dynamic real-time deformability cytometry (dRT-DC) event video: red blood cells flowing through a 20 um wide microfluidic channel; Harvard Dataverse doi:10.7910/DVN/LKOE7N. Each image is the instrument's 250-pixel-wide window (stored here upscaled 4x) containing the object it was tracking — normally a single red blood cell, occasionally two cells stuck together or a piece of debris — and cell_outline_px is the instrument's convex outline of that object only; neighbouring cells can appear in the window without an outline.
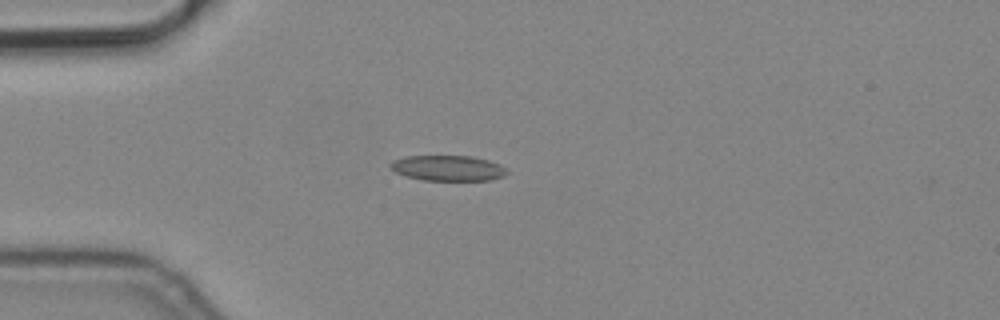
{"species": "common noctule bat (a hibernating species)", "species_latin": "Nyctalus noctula", "temperature_condition": "cold", "stored_images_in_passage": 3, "camera_frame_rate_fps": 3000, "um_per_image_px": 0.085, "animal": {"sex": "male", "body_mass_g": 19.2, "forearm_length_mm": 51.8}, "frame": {"image": 1, "passage_image": 1, "time_ms": 0.0, "image_size_px": [1000, 320], "cell_outline_px": [[508, 172], [504, 176], [492, 180], [424, 180], [404, 176], [396, 172], [388, 164], [392, 160], [404, 156], [472, 156], [488, 160], [500, 164]], "centroid_in_image_um": [38.06, 14.28], "position_along_channel_um": 46.9, "area_um2": 17.34}}
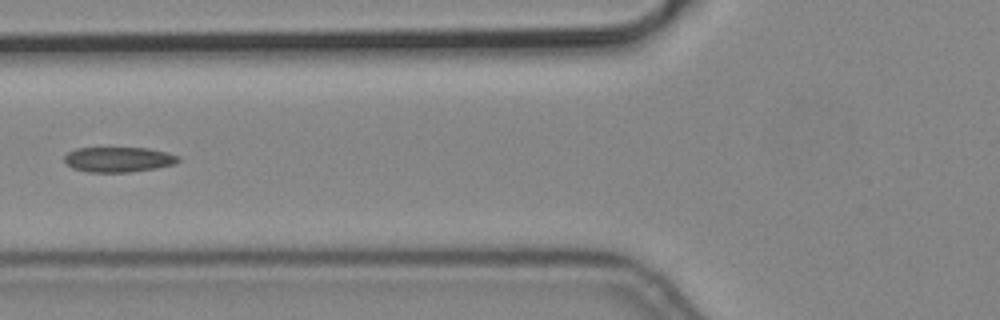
{"frame": {"image": 2, "passage_image": 3, "time_ms": 0.667, "image_size_px": [1000, 320], "cell_outline_px": [[180, 160], [172, 164], [156, 168], [128, 172], [88, 172], [72, 168], [64, 164], [64, 156], [68, 152], [76, 148], [148, 148], [168, 152], [180, 156]], "centroid_in_image_um": [10.04, 13.55], "position_along_channel_um": 115.8, "area_um2": 16.76}}